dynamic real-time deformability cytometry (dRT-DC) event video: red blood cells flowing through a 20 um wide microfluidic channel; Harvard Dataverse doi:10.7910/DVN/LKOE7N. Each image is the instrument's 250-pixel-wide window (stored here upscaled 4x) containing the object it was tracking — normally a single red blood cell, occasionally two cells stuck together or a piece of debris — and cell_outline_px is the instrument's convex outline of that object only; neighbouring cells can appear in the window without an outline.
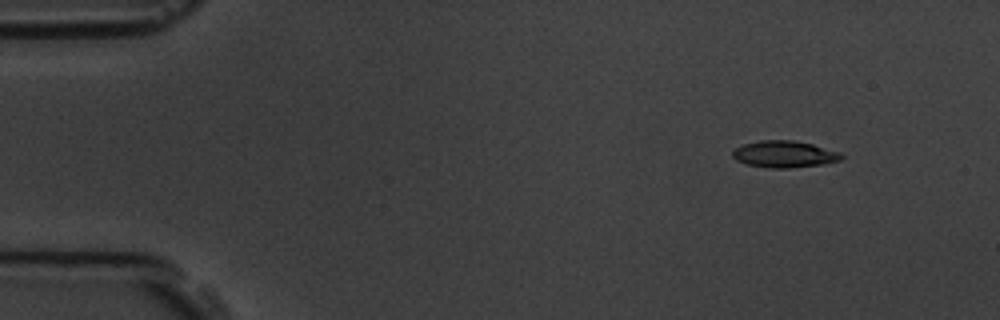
{"species": "common noctule bat (a hibernating species)", "species_latin": "Nyctalus noctula", "temperature_condition": "room temperature", "stored_images_in_passage": 5, "segment_of_instrument_passage": [1, 2], "camera_frame_rate_fps": 3000, "um_per_image_px": 0.085, "animal": {"sex": "male", "body_mass_g": 19.5, "forearm_length_mm": 54.6}, "frame": {"image": 1, "passage_image": 1, "time_ms": 0.0, "image_size_px": [1000, 320], "cell_outline_px": [[844, 156], [840, 160], [824, 164], [788, 168], [768, 168], [744, 164], [736, 160], [732, 156], [732, 152], [736, 148], [744, 144], [760, 140], [792, 140], [812, 144], [840, 152]], "centroid_in_image_um": [66.65, 13.11], "position_along_channel_um": 18.3, "area_um2": 16.99}}
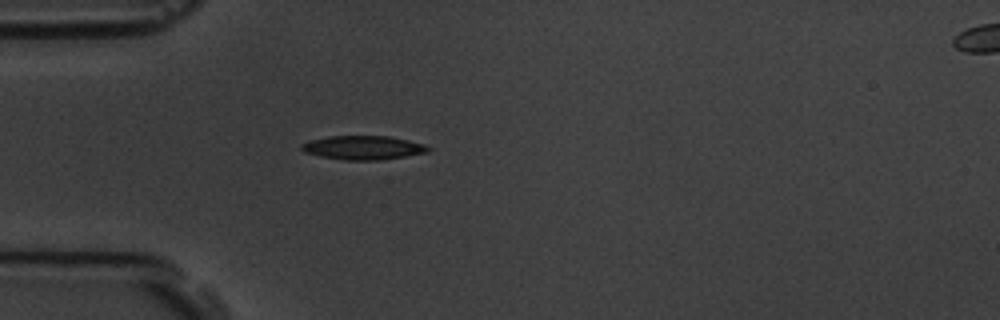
{"frame": {"image": 2, "passage_image": 4, "time_ms": 3.333, "image_size_px": [1000, 320], "cell_outline_px": [[432, 148], [428, 152], [380, 160], [344, 160], [320, 156], [304, 152], [300, 148], [300, 144], [308, 140], [328, 136], [388, 136], [408, 140], [424, 144]], "centroid_in_image_um": [30.83, 12.54], "position_along_channel_um": 54.2, "area_um2": 17.69}}